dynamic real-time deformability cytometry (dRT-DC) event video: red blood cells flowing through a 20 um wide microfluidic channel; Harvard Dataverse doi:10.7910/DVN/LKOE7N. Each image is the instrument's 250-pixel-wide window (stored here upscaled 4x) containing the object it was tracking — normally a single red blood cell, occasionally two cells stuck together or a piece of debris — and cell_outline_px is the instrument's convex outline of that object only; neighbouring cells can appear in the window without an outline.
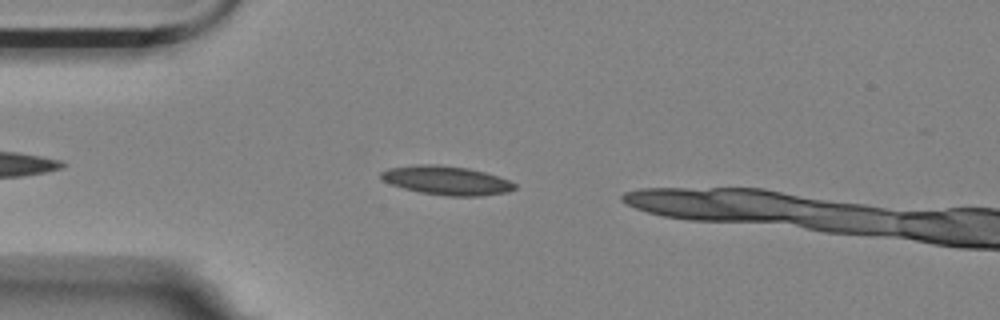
{"species": "Egyptian fruit bat (a non-hibernating species)", "species_latin": "Rousettus aegyptiacus", "temperature_condition": "room temperature", "stored_images_in_passage": 38, "camera_frame_rate_fps": 3000, "um_per_image_px": 0.085, "animal": {"sex": "female"}, "frame": {"image": 1, "passage_image": 6, "time_ms": 1.667, "image_size_px": [1000, 320], "cell_outline_px": [[516, 188], [508, 192], [480, 196], [448, 196], [420, 192], [404, 188], [380, 180], [380, 172], [388, 168], [416, 164], [440, 164], [468, 168], [484, 172], [508, 180], [516, 184]], "centroid_in_image_um": [37.92, 15.33], "position_along_channel_um": 47.1, "area_um2": 22.54}}
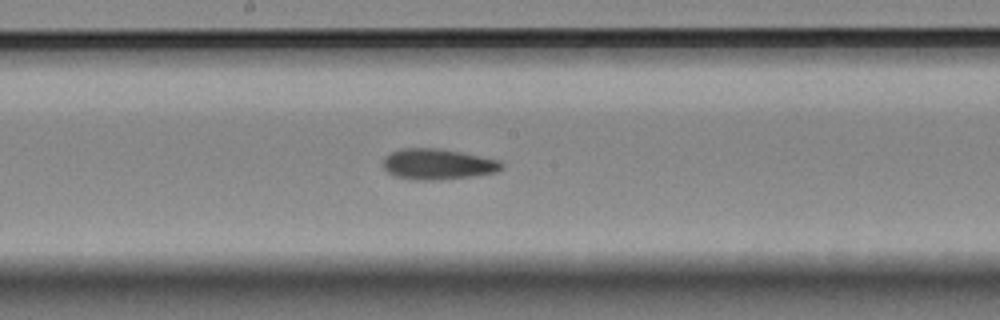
{"frame": {"image": 2, "passage_image": 21, "time_ms": 6.667, "image_size_px": [1000, 320], "cell_outline_px": [[504, 168], [496, 172], [472, 176], [432, 180], [412, 180], [396, 176], [388, 172], [384, 168], [384, 156], [400, 148], [436, 148], [460, 152], [500, 160], [504, 164]], "centroid_in_image_um": [37.21, 13.95], "position_along_channel_um": 211.0, "area_um2": 21.15}}
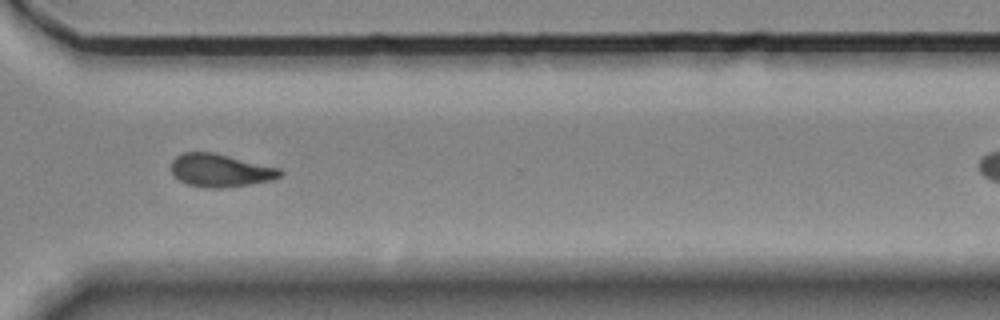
{"frame": {"image": 3, "passage_image": 33, "time_ms": 10.667, "image_size_px": [1000, 320], "cell_outline_px": [[284, 172], [280, 176], [272, 180], [248, 184], [220, 188], [208, 188], [188, 184], [180, 180], [172, 172], [172, 160], [176, 156], [184, 152], [212, 152], [280, 168]], "centroid_in_image_um": [18.74, 14.48], "position_along_channel_um": 351.9, "area_um2": 20.63}}